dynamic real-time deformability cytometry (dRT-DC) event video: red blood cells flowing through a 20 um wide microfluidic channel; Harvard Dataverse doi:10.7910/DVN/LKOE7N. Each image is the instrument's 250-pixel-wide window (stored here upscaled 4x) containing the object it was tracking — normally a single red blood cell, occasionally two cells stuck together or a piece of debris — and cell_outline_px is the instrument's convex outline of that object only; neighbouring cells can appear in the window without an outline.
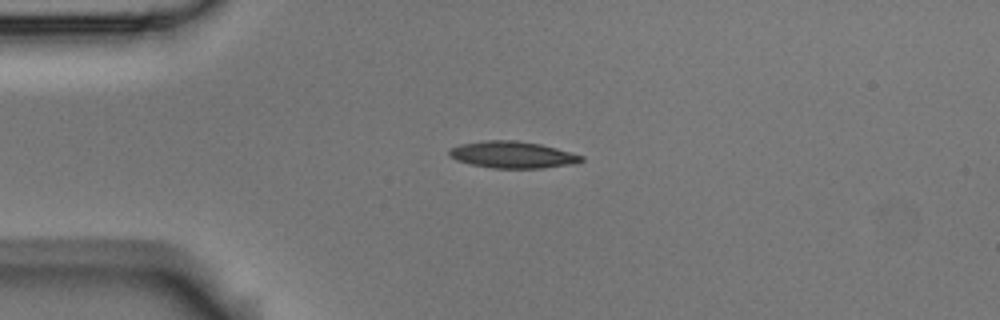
{"species": "Egyptian fruit bat (a non-hibernating species)", "species_latin": "Rousettus aegyptiacus", "temperature_condition": "room temperature", "stored_images_in_passage": 5, "camera_frame_rate_fps": 3000, "um_per_image_px": 0.085, "animal": {"sex": "male"}, "frame": {"image": 1, "passage_image": 5, "time_ms": 1.333, "image_size_px": [1000, 320], "cell_outline_px": [[584, 160], [576, 164], [544, 168], [492, 168], [472, 164], [456, 160], [448, 152], [452, 148], [460, 144], [484, 140], [516, 140], [540, 144], [556, 148], [584, 156]], "centroid_in_image_um": [43.61, 13.15], "position_along_channel_um": 41.4, "area_um2": 20.58}}